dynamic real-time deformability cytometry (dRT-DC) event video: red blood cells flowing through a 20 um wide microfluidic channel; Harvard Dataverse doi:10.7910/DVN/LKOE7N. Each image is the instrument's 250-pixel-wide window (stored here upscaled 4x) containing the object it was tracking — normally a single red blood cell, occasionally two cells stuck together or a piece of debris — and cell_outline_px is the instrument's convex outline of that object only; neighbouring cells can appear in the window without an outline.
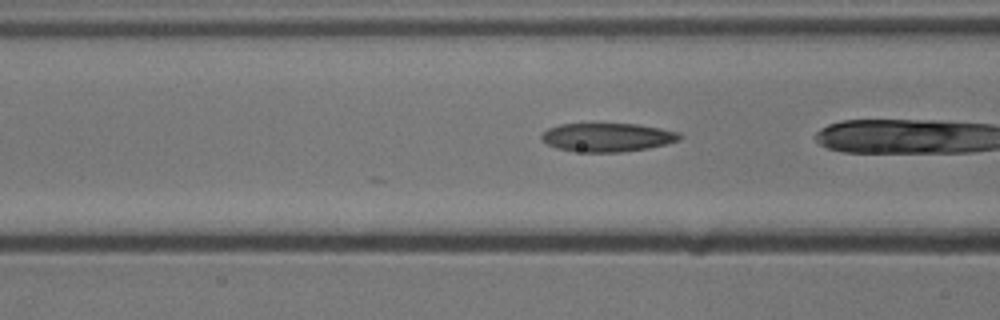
{"species": "common noctule bat (a hibernating species)", "species_latin": "Nyctalus noctula", "temperature_condition": "cold", "stored_images_in_passage": 20, "camera_frame_rate_fps": 3000, "um_per_image_px": 0.085, "animal": {"sex": "male", "body_mass_g": 13.3}, "frame": {"image": 1, "passage_image": 16, "time_ms": 5.0, "image_size_px": [1000, 320], "cell_outline_px": [[680, 140], [648, 148], [620, 152], [584, 152], [556, 148], [548, 144], [540, 136], [548, 128], [560, 124], [636, 124], [660, 128], [680, 132]], "centroid_in_image_um": [51.63, 11.67], "position_along_channel_um": 115.0, "area_um2": 22.77}}